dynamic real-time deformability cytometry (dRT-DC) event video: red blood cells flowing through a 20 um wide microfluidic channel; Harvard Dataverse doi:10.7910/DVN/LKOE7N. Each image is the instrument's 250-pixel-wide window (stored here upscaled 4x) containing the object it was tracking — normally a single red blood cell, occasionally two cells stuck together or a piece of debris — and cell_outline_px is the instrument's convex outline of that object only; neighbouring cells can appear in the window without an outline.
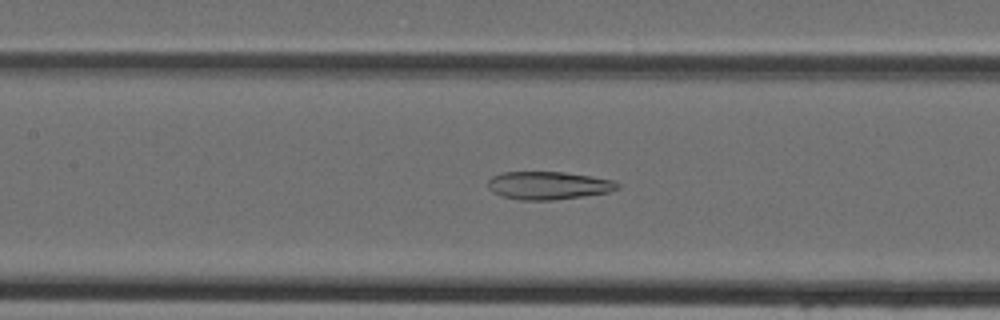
{"species": "Egyptian fruit bat (a non-hibernating species)", "species_latin": "Rousettus aegyptiacus", "temperature_condition": "cold", "stored_images_in_passage": 45, "camera_frame_rate_fps": 3000, "um_per_image_px": 0.085, "animal": {"sex": "female"}, "frame": {"image": 1, "passage_image": 21, "time_ms": 6.667, "image_size_px": [1000, 320], "cell_outline_px": [[620, 188], [608, 192], [584, 196], [552, 200], [520, 200], [500, 196], [492, 192], [488, 188], [488, 180], [492, 176], [504, 172], [564, 172], [592, 176], [612, 180], [620, 184]], "centroid_in_image_um": [46.6, 15.77], "position_along_channel_um": 160.8, "area_um2": 21.21}}
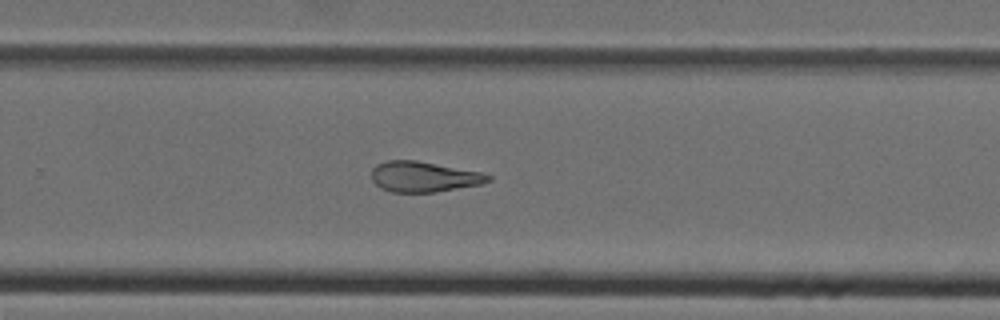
{"frame": {"image": 2, "passage_image": 30, "time_ms": 9.667, "image_size_px": [1000, 320], "cell_outline_px": [[492, 180], [480, 184], [436, 192], [392, 192], [380, 188], [372, 180], [372, 168], [376, 164], [388, 160], [416, 160], [480, 172], [492, 176]], "centroid_in_image_um": [36.0, 15.02], "position_along_channel_um": 293.8, "area_um2": 20.63}}
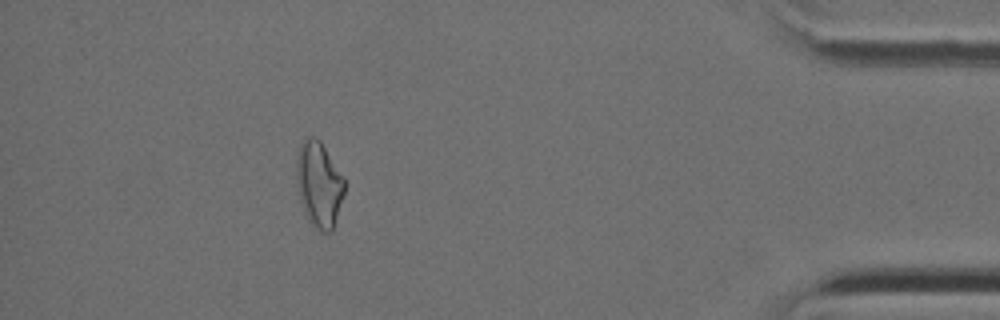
{"frame": {"image": 3, "passage_image": 41, "time_ms": 13.333, "image_size_px": [1000, 320], "cell_outline_px": [[344, 196], [332, 232], [320, 232], [308, 220], [304, 212], [300, 200], [296, 180], [296, 160], [300, 144], [304, 140], [312, 136], [316, 136], [320, 140], [344, 180]], "centroid_in_image_um": [27.1, 15.7], "position_along_channel_um": 408.1, "area_um2": 23.81}}